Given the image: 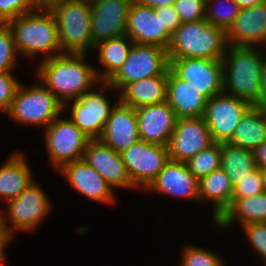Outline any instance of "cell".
Instances as JSON below:
<instances>
[{
    "label": "cell",
    "mask_w": 266,
    "mask_h": 266,
    "mask_svg": "<svg viewBox=\"0 0 266 266\" xmlns=\"http://www.w3.org/2000/svg\"><path fill=\"white\" fill-rule=\"evenodd\" d=\"M140 140L168 146L176 116L167 101L135 108Z\"/></svg>",
    "instance_id": "cell-18"
},
{
    "label": "cell",
    "mask_w": 266,
    "mask_h": 266,
    "mask_svg": "<svg viewBox=\"0 0 266 266\" xmlns=\"http://www.w3.org/2000/svg\"><path fill=\"white\" fill-rule=\"evenodd\" d=\"M47 6L57 22L62 53L88 54L94 51L90 0H53Z\"/></svg>",
    "instance_id": "cell-5"
},
{
    "label": "cell",
    "mask_w": 266,
    "mask_h": 266,
    "mask_svg": "<svg viewBox=\"0 0 266 266\" xmlns=\"http://www.w3.org/2000/svg\"><path fill=\"white\" fill-rule=\"evenodd\" d=\"M126 35L137 44L156 45L167 50L171 34L161 21V7L151 8L132 2L128 12Z\"/></svg>",
    "instance_id": "cell-16"
},
{
    "label": "cell",
    "mask_w": 266,
    "mask_h": 266,
    "mask_svg": "<svg viewBox=\"0 0 266 266\" xmlns=\"http://www.w3.org/2000/svg\"><path fill=\"white\" fill-rule=\"evenodd\" d=\"M7 243L8 242L3 238L0 230V266H5L6 263V254L4 249H6Z\"/></svg>",
    "instance_id": "cell-45"
},
{
    "label": "cell",
    "mask_w": 266,
    "mask_h": 266,
    "mask_svg": "<svg viewBox=\"0 0 266 266\" xmlns=\"http://www.w3.org/2000/svg\"><path fill=\"white\" fill-rule=\"evenodd\" d=\"M230 46L266 48V2L239 10V14L226 31Z\"/></svg>",
    "instance_id": "cell-19"
},
{
    "label": "cell",
    "mask_w": 266,
    "mask_h": 266,
    "mask_svg": "<svg viewBox=\"0 0 266 266\" xmlns=\"http://www.w3.org/2000/svg\"><path fill=\"white\" fill-rule=\"evenodd\" d=\"M221 168L226 172L233 188L256 168L253 150L222 143Z\"/></svg>",
    "instance_id": "cell-30"
},
{
    "label": "cell",
    "mask_w": 266,
    "mask_h": 266,
    "mask_svg": "<svg viewBox=\"0 0 266 266\" xmlns=\"http://www.w3.org/2000/svg\"><path fill=\"white\" fill-rule=\"evenodd\" d=\"M266 140V108L252 106L242 117L228 143L255 150Z\"/></svg>",
    "instance_id": "cell-28"
},
{
    "label": "cell",
    "mask_w": 266,
    "mask_h": 266,
    "mask_svg": "<svg viewBox=\"0 0 266 266\" xmlns=\"http://www.w3.org/2000/svg\"><path fill=\"white\" fill-rule=\"evenodd\" d=\"M20 82L12 72L0 73V112L8 113L11 102Z\"/></svg>",
    "instance_id": "cell-39"
},
{
    "label": "cell",
    "mask_w": 266,
    "mask_h": 266,
    "mask_svg": "<svg viewBox=\"0 0 266 266\" xmlns=\"http://www.w3.org/2000/svg\"><path fill=\"white\" fill-rule=\"evenodd\" d=\"M266 53L263 51L262 72L257 107L266 108Z\"/></svg>",
    "instance_id": "cell-41"
},
{
    "label": "cell",
    "mask_w": 266,
    "mask_h": 266,
    "mask_svg": "<svg viewBox=\"0 0 266 266\" xmlns=\"http://www.w3.org/2000/svg\"><path fill=\"white\" fill-rule=\"evenodd\" d=\"M100 84L102 88L99 91L94 90L95 87H93L78 99L68 101L63 105V110H65L71 104L69 119L91 140L100 138L111 110L119 102V94L118 101L115 103H111V99L106 98L105 90L113 89L108 82L102 81Z\"/></svg>",
    "instance_id": "cell-10"
},
{
    "label": "cell",
    "mask_w": 266,
    "mask_h": 266,
    "mask_svg": "<svg viewBox=\"0 0 266 266\" xmlns=\"http://www.w3.org/2000/svg\"><path fill=\"white\" fill-rule=\"evenodd\" d=\"M222 143H214L200 151L186 163L189 171L199 180L221 167Z\"/></svg>",
    "instance_id": "cell-32"
},
{
    "label": "cell",
    "mask_w": 266,
    "mask_h": 266,
    "mask_svg": "<svg viewBox=\"0 0 266 266\" xmlns=\"http://www.w3.org/2000/svg\"><path fill=\"white\" fill-rule=\"evenodd\" d=\"M86 54L62 53L40 61L36 78L64 105L100 85L94 65L86 63Z\"/></svg>",
    "instance_id": "cell-1"
},
{
    "label": "cell",
    "mask_w": 266,
    "mask_h": 266,
    "mask_svg": "<svg viewBox=\"0 0 266 266\" xmlns=\"http://www.w3.org/2000/svg\"><path fill=\"white\" fill-rule=\"evenodd\" d=\"M161 21L164 28L172 35L179 25L182 24L178 12L173 5L161 7Z\"/></svg>",
    "instance_id": "cell-40"
},
{
    "label": "cell",
    "mask_w": 266,
    "mask_h": 266,
    "mask_svg": "<svg viewBox=\"0 0 266 266\" xmlns=\"http://www.w3.org/2000/svg\"><path fill=\"white\" fill-rule=\"evenodd\" d=\"M242 227L249 241V246L266 264V223H249L242 225Z\"/></svg>",
    "instance_id": "cell-35"
},
{
    "label": "cell",
    "mask_w": 266,
    "mask_h": 266,
    "mask_svg": "<svg viewBox=\"0 0 266 266\" xmlns=\"http://www.w3.org/2000/svg\"><path fill=\"white\" fill-rule=\"evenodd\" d=\"M62 112L63 104L38 79L28 87L20 83L7 115L18 124L45 129Z\"/></svg>",
    "instance_id": "cell-7"
},
{
    "label": "cell",
    "mask_w": 266,
    "mask_h": 266,
    "mask_svg": "<svg viewBox=\"0 0 266 266\" xmlns=\"http://www.w3.org/2000/svg\"><path fill=\"white\" fill-rule=\"evenodd\" d=\"M199 201L212 205L213 224L232 204L233 186L226 172L220 167L199 179Z\"/></svg>",
    "instance_id": "cell-26"
},
{
    "label": "cell",
    "mask_w": 266,
    "mask_h": 266,
    "mask_svg": "<svg viewBox=\"0 0 266 266\" xmlns=\"http://www.w3.org/2000/svg\"><path fill=\"white\" fill-rule=\"evenodd\" d=\"M260 173L262 176V182H263V189L266 192V167L260 169Z\"/></svg>",
    "instance_id": "cell-46"
},
{
    "label": "cell",
    "mask_w": 266,
    "mask_h": 266,
    "mask_svg": "<svg viewBox=\"0 0 266 266\" xmlns=\"http://www.w3.org/2000/svg\"><path fill=\"white\" fill-rule=\"evenodd\" d=\"M133 1L141 5L155 9L163 6L173 5L176 0H133Z\"/></svg>",
    "instance_id": "cell-43"
},
{
    "label": "cell",
    "mask_w": 266,
    "mask_h": 266,
    "mask_svg": "<svg viewBox=\"0 0 266 266\" xmlns=\"http://www.w3.org/2000/svg\"><path fill=\"white\" fill-rule=\"evenodd\" d=\"M59 115L44 130V142L50 163L59 170L67 163L81 160L91 140L68 117Z\"/></svg>",
    "instance_id": "cell-9"
},
{
    "label": "cell",
    "mask_w": 266,
    "mask_h": 266,
    "mask_svg": "<svg viewBox=\"0 0 266 266\" xmlns=\"http://www.w3.org/2000/svg\"><path fill=\"white\" fill-rule=\"evenodd\" d=\"M239 10L240 7L234 0H206L205 20L227 31L238 16Z\"/></svg>",
    "instance_id": "cell-31"
},
{
    "label": "cell",
    "mask_w": 266,
    "mask_h": 266,
    "mask_svg": "<svg viewBox=\"0 0 266 266\" xmlns=\"http://www.w3.org/2000/svg\"><path fill=\"white\" fill-rule=\"evenodd\" d=\"M254 159L257 168L266 167V140L263 141L255 150H253Z\"/></svg>",
    "instance_id": "cell-42"
},
{
    "label": "cell",
    "mask_w": 266,
    "mask_h": 266,
    "mask_svg": "<svg viewBox=\"0 0 266 266\" xmlns=\"http://www.w3.org/2000/svg\"><path fill=\"white\" fill-rule=\"evenodd\" d=\"M263 182L260 168L249 173L233 188L232 203L238 198H245L263 192Z\"/></svg>",
    "instance_id": "cell-37"
},
{
    "label": "cell",
    "mask_w": 266,
    "mask_h": 266,
    "mask_svg": "<svg viewBox=\"0 0 266 266\" xmlns=\"http://www.w3.org/2000/svg\"><path fill=\"white\" fill-rule=\"evenodd\" d=\"M167 79L168 75H157L130 82L119 91V101L133 108L165 102Z\"/></svg>",
    "instance_id": "cell-25"
},
{
    "label": "cell",
    "mask_w": 266,
    "mask_h": 266,
    "mask_svg": "<svg viewBox=\"0 0 266 266\" xmlns=\"http://www.w3.org/2000/svg\"><path fill=\"white\" fill-rule=\"evenodd\" d=\"M214 143L203 117L179 118L167 146L169 160L185 163Z\"/></svg>",
    "instance_id": "cell-14"
},
{
    "label": "cell",
    "mask_w": 266,
    "mask_h": 266,
    "mask_svg": "<svg viewBox=\"0 0 266 266\" xmlns=\"http://www.w3.org/2000/svg\"><path fill=\"white\" fill-rule=\"evenodd\" d=\"M166 101L179 119L203 117L208 99L169 68Z\"/></svg>",
    "instance_id": "cell-23"
},
{
    "label": "cell",
    "mask_w": 266,
    "mask_h": 266,
    "mask_svg": "<svg viewBox=\"0 0 266 266\" xmlns=\"http://www.w3.org/2000/svg\"><path fill=\"white\" fill-rule=\"evenodd\" d=\"M36 7L31 0H0V24L29 13Z\"/></svg>",
    "instance_id": "cell-38"
},
{
    "label": "cell",
    "mask_w": 266,
    "mask_h": 266,
    "mask_svg": "<svg viewBox=\"0 0 266 266\" xmlns=\"http://www.w3.org/2000/svg\"><path fill=\"white\" fill-rule=\"evenodd\" d=\"M169 68L166 49L156 45L134 43L122 67L108 83L118 92L130 82L151 76L168 75Z\"/></svg>",
    "instance_id": "cell-8"
},
{
    "label": "cell",
    "mask_w": 266,
    "mask_h": 266,
    "mask_svg": "<svg viewBox=\"0 0 266 266\" xmlns=\"http://www.w3.org/2000/svg\"><path fill=\"white\" fill-rule=\"evenodd\" d=\"M18 55L12 32L6 23L0 24V73L13 72Z\"/></svg>",
    "instance_id": "cell-34"
},
{
    "label": "cell",
    "mask_w": 266,
    "mask_h": 266,
    "mask_svg": "<svg viewBox=\"0 0 266 266\" xmlns=\"http://www.w3.org/2000/svg\"><path fill=\"white\" fill-rule=\"evenodd\" d=\"M6 24L12 32L18 54L33 60L40 53L41 61L62 54L57 22L48 6L36 7Z\"/></svg>",
    "instance_id": "cell-2"
},
{
    "label": "cell",
    "mask_w": 266,
    "mask_h": 266,
    "mask_svg": "<svg viewBox=\"0 0 266 266\" xmlns=\"http://www.w3.org/2000/svg\"><path fill=\"white\" fill-rule=\"evenodd\" d=\"M240 9L249 8L255 5H260L266 2V0H234Z\"/></svg>",
    "instance_id": "cell-44"
},
{
    "label": "cell",
    "mask_w": 266,
    "mask_h": 266,
    "mask_svg": "<svg viewBox=\"0 0 266 266\" xmlns=\"http://www.w3.org/2000/svg\"><path fill=\"white\" fill-rule=\"evenodd\" d=\"M31 170L26 155L19 150L0 165V201L18 197L34 181Z\"/></svg>",
    "instance_id": "cell-24"
},
{
    "label": "cell",
    "mask_w": 266,
    "mask_h": 266,
    "mask_svg": "<svg viewBox=\"0 0 266 266\" xmlns=\"http://www.w3.org/2000/svg\"><path fill=\"white\" fill-rule=\"evenodd\" d=\"M140 139L135 108L120 101L111 110L99 140L121 153Z\"/></svg>",
    "instance_id": "cell-22"
},
{
    "label": "cell",
    "mask_w": 266,
    "mask_h": 266,
    "mask_svg": "<svg viewBox=\"0 0 266 266\" xmlns=\"http://www.w3.org/2000/svg\"><path fill=\"white\" fill-rule=\"evenodd\" d=\"M133 0H90L93 45L126 35L128 12Z\"/></svg>",
    "instance_id": "cell-15"
},
{
    "label": "cell",
    "mask_w": 266,
    "mask_h": 266,
    "mask_svg": "<svg viewBox=\"0 0 266 266\" xmlns=\"http://www.w3.org/2000/svg\"><path fill=\"white\" fill-rule=\"evenodd\" d=\"M206 0H176L173 7L178 12L182 23L205 19Z\"/></svg>",
    "instance_id": "cell-36"
},
{
    "label": "cell",
    "mask_w": 266,
    "mask_h": 266,
    "mask_svg": "<svg viewBox=\"0 0 266 266\" xmlns=\"http://www.w3.org/2000/svg\"><path fill=\"white\" fill-rule=\"evenodd\" d=\"M263 50L262 47L228 45L222 58L223 93L257 107Z\"/></svg>",
    "instance_id": "cell-3"
},
{
    "label": "cell",
    "mask_w": 266,
    "mask_h": 266,
    "mask_svg": "<svg viewBox=\"0 0 266 266\" xmlns=\"http://www.w3.org/2000/svg\"><path fill=\"white\" fill-rule=\"evenodd\" d=\"M252 107L246 100L220 93L207 101L203 119L216 143L228 142L238 123Z\"/></svg>",
    "instance_id": "cell-12"
},
{
    "label": "cell",
    "mask_w": 266,
    "mask_h": 266,
    "mask_svg": "<svg viewBox=\"0 0 266 266\" xmlns=\"http://www.w3.org/2000/svg\"><path fill=\"white\" fill-rule=\"evenodd\" d=\"M198 185L186 163L169 160L145 191L199 202Z\"/></svg>",
    "instance_id": "cell-21"
},
{
    "label": "cell",
    "mask_w": 266,
    "mask_h": 266,
    "mask_svg": "<svg viewBox=\"0 0 266 266\" xmlns=\"http://www.w3.org/2000/svg\"><path fill=\"white\" fill-rule=\"evenodd\" d=\"M6 204V214L0 211V230L8 244L14 238L15 230L34 231L51 210L46 192L35 180L18 197L8 200Z\"/></svg>",
    "instance_id": "cell-6"
},
{
    "label": "cell",
    "mask_w": 266,
    "mask_h": 266,
    "mask_svg": "<svg viewBox=\"0 0 266 266\" xmlns=\"http://www.w3.org/2000/svg\"><path fill=\"white\" fill-rule=\"evenodd\" d=\"M70 186L83 197L96 202L114 203L113 188L83 159L65 164L59 169Z\"/></svg>",
    "instance_id": "cell-20"
},
{
    "label": "cell",
    "mask_w": 266,
    "mask_h": 266,
    "mask_svg": "<svg viewBox=\"0 0 266 266\" xmlns=\"http://www.w3.org/2000/svg\"><path fill=\"white\" fill-rule=\"evenodd\" d=\"M182 251L180 266H225L221 256L204 247L188 244Z\"/></svg>",
    "instance_id": "cell-33"
},
{
    "label": "cell",
    "mask_w": 266,
    "mask_h": 266,
    "mask_svg": "<svg viewBox=\"0 0 266 266\" xmlns=\"http://www.w3.org/2000/svg\"><path fill=\"white\" fill-rule=\"evenodd\" d=\"M37 7H39V0H31Z\"/></svg>",
    "instance_id": "cell-48"
},
{
    "label": "cell",
    "mask_w": 266,
    "mask_h": 266,
    "mask_svg": "<svg viewBox=\"0 0 266 266\" xmlns=\"http://www.w3.org/2000/svg\"><path fill=\"white\" fill-rule=\"evenodd\" d=\"M133 44L134 42L127 35H123L102 41L94 46V52L95 50L99 52L100 64L106 67L101 69L102 71L95 68L100 82H108L116 74L127 59Z\"/></svg>",
    "instance_id": "cell-29"
},
{
    "label": "cell",
    "mask_w": 266,
    "mask_h": 266,
    "mask_svg": "<svg viewBox=\"0 0 266 266\" xmlns=\"http://www.w3.org/2000/svg\"><path fill=\"white\" fill-rule=\"evenodd\" d=\"M170 69L208 100L223 92L222 59L168 58Z\"/></svg>",
    "instance_id": "cell-13"
},
{
    "label": "cell",
    "mask_w": 266,
    "mask_h": 266,
    "mask_svg": "<svg viewBox=\"0 0 266 266\" xmlns=\"http://www.w3.org/2000/svg\"><path fill=\"white\" fill-rule=\"evenodd\" d=\"M227 47L226 31L201 19L179 25L167 52L168 58L222 59Z\"/></svg>",
    "instance_id": "cell-4"
},
{
    "label": "cell",
    "mask_w": 266,
    "mask_h": 266,
    "mask_svg": "<svg viewBox=\"0 0 266 266\" xmlns=\"http://www.w3.org/2000/svg\"><path fill=\"white\" fill-rule=\"evenodd\" d=\"M236 221L241 226L266 223V192L236 199L213 225L217 229L226 230Z\"/></svg>",
    "instance_id": "cell-27"
},
{
    "label": "cell",
    "mask_w": 266,
    "mask_h": 266,
    "mask_svg": "<svg viewBox=\"0 0 266 266\" xmlns=\"http://www.w3.org/2000/svg\"><path fill=\"white\" fill-rule=\"evenodd\" d=\"M53 0H39V7L47 6Z\"/></svg>",
    "instance_id": "cell-47"
},
{
    "label": "cell",
    "mask_w": 266,
    "mask_h": 266,
    "mask_svg": "<svg viewBox=\"0 0 266 266\" xmlns=\"http://www.w3.org/2000/svg\"><path fill=\"white\" fill-rule=\"evenodd\" d=\"M115 190V188L136 189L131 182L120 153L114 151L99 139L90 140L82 158Z\"/></svg>",
    "instance_id": "cell-17"
},
{
    "label": "cell",
    "mask_w": 266,
    "mask_h": 266,
    "mask_svg": "<svg viewBox=\"0 0 266 266\" xmlns=\"http://www.w3.org/2000/svg\"><path fill=\"white\" fill-rule=\"evenodd\" d=\"M133 185L146 189L169 161L168 147L136 141L120 153Z\"/></svg>",
    "instance_id": "cell-11"
}]
</instances>
